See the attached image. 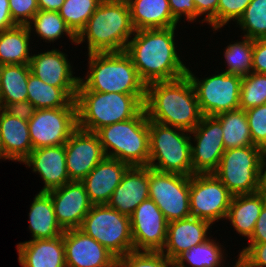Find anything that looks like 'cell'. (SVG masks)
Listing matches in <instances>:
<instances>
[{
	"mask_svg": "<svg viewBox=\"0 0 266 267\" xmlns=\"http://www.w3.org/2000/svg\"><path fill=\"white\" fill-rule=\"evenodd\" d=\"M101 1L102 0H65L59 10V14L71 31L78 36Z\"/></svg>",
	"mask_w": 266,
	"mask_h": 267,
	"instance_id": "cell-36",
	"label": "cell"
},
{
	"mask_svg": "<svg viewBox=\"0 0 266 267\" xmlns=\"http://www.w3.org/2000/svg\"><path fill=\"white\" fill-rule=\"evenodd\" d=\"M216 241L210 239L209 236L205 242L194 245L182 253L174 262L181 267H222L224 266V258L226 257L224 254L226 253H224L225 249L222 247L223 245Z\"/></svg>",
	"mask_w": 266,
	"mask_h": 267,
	"instance_id": "cell-33",
	"label": "cell"
},
{
	"mask_svg": "<svg viewBox=\"0 0 266 267\" xmlns=\"http://www.w3.org/2000/svg\"><path fill=\"white\" fill-rule=\"evenodd\" d=\"M134 251H161L168 221L151 199L142 201L130 216Z\"/></svg>",
	"mask_w": 266,
	"mask_h": 267,
	"instance_id": "cell-15",
	"label": "cell"
},
{
	"mask_svg": "<svg viewBox=\"0 0 266 267\" xmlns=\"http://www.w3.org/2000/svg\"><path fill=\"white\" fill-rule=\"evenodd\" d=\"M236 24L245 37L252 40L266 38V0H252Z\"/></svg>",
	"mask_w": 266,
	"mask_h": 267,
	"instance_id": "cell-37",
	"label": "cell"
},
{
	"mask_svg": "<svg viewBox=\"0 0 266 267\" xmlns=\"http://www.w3.org/2000/svg\"><path fill=\"white\" fill-rule=\"evenodd\" d=\"M261 148L241 146L224 151L215 176L235 195L254 194L260 187Z\"/></svg>",
	"mask_w": 266,
	"mask_h": 267,
	"instance_id": "cell-9",
	"label": "cell"
},
{
	"mask_svg": "<svg viewBox=\"0 0 266 267\" xmlns=\"http://www.w3.org/2000/svg\"><path fill=\"white\" fill-rule=\"evenodd\" d=\"M211 226L209 221L194 216L168 222L166 242L161 252L174 261L194 245L205 242Z\"/></svg>",
	"mask_w": 266,
	"mask_h": 267,
	"instance_id": "cell-22",
	"label": "cell"
},
{
	"mask_svg": "<svg viewBox=\"0 0 266 267\" xmlns=\"http://www.w3.org/2000/svg\"><path fill=\"white\" fill-rule=\"evenodd\" d=\"M266 104V74L251 72L242 77L240 109L247 110Z\"/></svg>",
	"mask_w": 266,
	"mask_h": 267,
	"instance_id": "cell-38",
	"label": "cell"
},
{
	"mask_svg": "<svg viewBox=\"0 0 266 267\" xmlns=\"http://www.w3.org/2000/svg\"><path fill=\"white\" fill-rule=\"evenodd\" d=\"M31 33L34 32L27 25H16L0 31V66L29 65L32 57V52L29 53Z\"/></svg>",
	"mask_w": 266,
	"mask_h": 267,
	"instance_id": "cell-30",
	"label": "cell"
},
{
	"mask_svg": "<svg viewBox=\"0 0 266 267\" xmlns=\"http://www.w3.org/2000/svg\"><path fill=\"white\" fill-rule=\"evenodd\" d=\"M149 199V167H129L107 205L130 217L137 206Z\"/></svg>",
	"mask_w": 266,
	"mask_h": 267,
	"instance_id": "cell-21",
	"label": "cell"
},
{
	"mask_svg": "<svg viewBox=\"0 0 266 267\" xmlns=\"http://www.w3.org/2000/svg\"><path fill=\"white\" fill-rule=\"evenodd\" d=\"M146 94L77 91L78 128L96 132L100 128L134 118L143 108Z\"/></svg>",
	"mask_w": 266,
	"mask_h": 267,
	"instance_id": "cell-5",
	"label": "cell"
},
{
	"mask_svg": "<svg viewBox=\"0 0 266 267\" xmlns=\"http://www.w3.org/2000/svg\"><path fill=\"white\" fill-rule=\"evenodd\" d=\"M233 267H246L245 263L242 261V259L238 256V260L235 261Z\"/></svg>",
	"mask_w": 266,
	"mask_h": 267,
	"instance_id": "cell-53",
	"label": "cell"
},
{
	"mask_svg": "<svg viewBox=\"0 0 266 267\" xmlns=\"http://www.w3.org/2000/svg\"><path fill=\"white\" fill-rule=\"evenodd\" d=\"M3 109L10 115L27 122L31 119L36 111V107L28 100L8 103Z\"/></svg>",
	"mask_w": 266,
	"mask_h": 267,
	"instance_id": "cell-47",
	"label": "cell"
},
{
	"mask_svg": "<svg viewBox=\"0 0 266 267\" xmlns=\"http://www.w3.org/2000/svg\"><path fill=\"white\" fill-rule=\"evenodd\" d=\"M260 185H266V146L261 148Z\"/></svg>",
	"mask_w": 266,
	"mask_h": 267,
	"instance_id": "cell-51",
	"label": "cell"
},
{
	"mask_svg": "<svg viewBox=\"0 0 266 267\" xmlns=\"http://www.w3.org/2000/svg\"><path fill=\"white\" fill-rule=\"evenodd\" d=\"M253 145L266 146V104L245 110Z\"/></svg>",
	"mask_w": 266,
	"mask_h": 267,
	"instance_id": "cell-40",
	"label": "cell"
},
{
	"mask_svg": "<svg viewBox=\"0 0 266 267\" xmlns=\"http://www.w3.org/2000/svg\"><path fill=\"white\" fill-rule=\"evenodd\" d=\"M186 75L192 82L203 116H217L240 108L241 76L222 71L199 80L189 67Z\"/></svg>",
	"mask_w": 266,
	"mask_h": 267,
	"instance_id": "cell-10",
	"label": "cell"
},
{
	"mask_svg": "<svg viewBox=\"0 0 266 267\" xmlns=\"http://www.w3.org/2000/svg\"><path fill=\"white\" fill-rule=\"evenodd\" d=\"M16 25L10 13L9 0H0V31L12 28Z\"/></svg>",
	"mask_w": 266,
	"mask_h": 267,
	"instance_id": "cell-49",
	"label": "cell"
},
{
	"mask_svg": "<svg viewBox=\"0 0 266 267\" xmlns=\"http://www.w3.org/2000/svg\"><path fill=\"white\" fill-rule=\"evenodd\" d=\"M106 157L133 166H148L149 119L145 108L134 118L104 126L95 132Z\"/></svg>",
	"mask_w": 266,
	"mask_h": 267,
	"instance_id": "cell-6",
	"label": "cell"
},
{
	"mask_svg": "<svg viewBox=\"0 0 266 267\" xmlns=\"http://www.w3.org/2000/svg\"><path fill=\"white\" fill-rule=\"evenodd\" d=\"M0 159L2 160H9L6 155H5V152H4V149H3V146H2V142H1V135H0Z\"/></svg>",
	"mask_w": 266,
	"mask_h": 267,
	"instance_id": "cell-52",
	"label": "cell"
},
{
	"mask_svg": "<svg viewBox=\"0 0 266 267\" xmlns=\"http://www.w3.org/2000/svg\"><path fill=\"white\" fill-rule=\"evenodd\" d=\"M222 131L221 123L215 116H203L190 131V135L193 134L191 141L194 139V144L191 143L193 174L213 173L218 168L225 151Z\"/></svg>",
	"mask_w": 266,
	"mask_h": 267,
	"instance_id": "cell-14",
	"label": "cell"
},
{
	"mask_svg": "<svg viewBox=\"0 0 266 267\" xmlns=\"http://www.w3.org/2000/svg\"><path fill=\"white\" fill-rule=\"evenodd\" d=\"M171 267H181V266H179L177 263H175V262L173 261Z\"/></svg>",
	"mask_w": 266,
	"mask_h": 267,
	"instance_id": "cell-55",
	"label": "cell"
},
{
	"mask_svg": "<svg viewBox=\"0 0 266 267\" xmlns=\"http://www.w3.org/2000/svg\"><path fill=\"white\" fill-rule=\"evenodd\" d=\"M29 230L32 239H51L61 236L64 230L57 222L50 195L47 192H38L30 206Z\"/></svg>",
	"mask_w": 266,
	"mask_h": 267,
	"instance_id": "cell-28",
	"label": "cell"
},
{
	"mask_svg": "<svg viewBox=\"0 0 266 267\" xmlns=\"http://www.w3.org/2000/svg\"><path fill=\"white\" fill-rule=\"evenodd\" d=\"M66 267H116L117 258L80 229L63 233Z\"/></svg>",
	"mask_w": 266,
	"mask_h": 267,
	"instance_id": "cell-18",
	"label": "cell"
},
{
	"mask_svg": "<svg viewBox=\"0 0 266 267\" xmlns=\"http://www.w3.org/2000/svg\"><path fill=\"white\" fill-rule=\"evenodd\" d=\"M47 193L51 197L54 213L61 228L64 231L79 229L93 205L89 201L83 182L69 181Z\"/></svg>",
	"mask_w": 266,
	"mask_h": 267,
	"instance_id": "cell-17",
	"label": "cell"
},
{
	"mask_svg": "<svg viewBox=\"0 0 266 267\" xmlns=\"http://www.w3.org/2000/svg\"><path fill=\"white\" fill-rule=\"evenodd\" d=\"M130 166L114 158L105 157L82 180L93 205L107 204L115 188Z\"/></svg>",
	"mask_w": 266,
	"mask_h": 267,
	"instance_id": "cell-23",
	"label": "cell"
},
{
	"mask_svg": "<svg viewBox=\"0 0 266 267\" xmlns=\"http://www.w3.org/2000/svg\"><path fill=\"white\" fill-rule=\"evenodd\" d=\"M70 181H82L106 155L95 132L77 128L65 143Z\"/></svg>",
	"mask_w": 266,
	"mask_h": 267,
	"instance_id": "cell-16",
	"label": "cell"
},
{
	"mask_svg": "<svg viewBox=\"0 0 266 267\" xmlns=\"http://www.w3.org/2000/svg\"><path fill=\"white\" fill-rule=\"evenodd\" d=\"M87 54L89 70L77 91L146 94L147 86L125 51Z\"/></svg>",
	"mask_w": 266,
	"mask_h": 267,
	"instance_id": "cell-4",
	"label": "cell"
},
{
	"mask_svg": "<svg viewBox=\"0 0 266 267\" xmlns=\"http://www.w3.org/2000/svg\"><path fill=\"white\" fill-rule=\"evenodd\" d=\"M242 38V41L227 45L223 55L228 65L224 72L244 77L252 72L254 40L245 36Z\"/></svg>",
	"mask_w": 266,
	"mask_h": 267,
	"instance_id": "cell-35",
	"label": "cell"
},
{
	"mask_svg": "<svg viewBox=\"0 0 266 267\" xmlns=\"http://www.w3.org/2000/svg\"><path fill=\"white\" fill-rule=\"evenodd\" d=\"M149 121L192 131L201 121L199 102L187 75L147 85L144 103Z\"/></svg>",
	"mask_w": 266,
	"mask_h": 267,
	"instance_id": "cell-2",
	"label": "cell"
},
{
	"mask_svg": "<svg viewBox=\"0 0 266 267\" xmlns=\"http://www.w3.org/2000/svg\"><path fill=\"white\" fill-rule=\"evenodd\" d=\"M223 129L225 150L253 145L248 119L243 109H236L215 116Z\"/></svg>",
	"mask_w": 266,
	"mask_h": 267,
	"instance_id": "cell-32",
	"label": "cell"
},
{
	"mask_svg": "<svg viewBox=\"0 0 266 267\" xmlns=\"http://www.w3.org/2000/svg\"><path fill=\"white\" fill-rule=\"evenodd\" d=\"M135 30L176 27L168 0H127Z\"/></svg>",
	"mask_w": 266,
	"mask_h": 267,
	"instance_id": "cell-27",
	"label": "cell"
},
{
	"mask_svg": "<svg viewBox=\"0 0 266 267\" xmlns=\"http://www.w3.org/2000/svg\"><path fill=\"white\" fill-rule=\"evenodd\" d=\"M171 14L178 21L181 22V17L185 16L188 22H196L197 9L193 0H168ZM180 20V21H179Z\"/></svg>",
	"mask_w": 266,
	"mask_h": 267,
	"instance_id": "cell-44",
	"label": "cell"
},
{
	"mask_svg": "<svg viewBox=\"0 0 266 267\" xmlns=\"http://www.w3.org/2000/svg\"><path fill=\"white\" fill-rule=\"evenodd\" d=\"M9 8L17 25H27L39 11L37 0H9Z\"/></svg>",
	"mask_w": 266,
	"mask_h": 267,
	"instance_id": "cell-42",
	"label": "cell"
},
{
	"mask_svg": "<svg viewBox=\"0 0 266 267\" xmlns=\"http://www.w3.org/2000/svg\"><path fill=\"white\" fill-rule=\"evenodd\" d=\"M190 132L149 121L148 167L161 172L193 175Z\"/></svg>",
	"mask_w": 266,
	"mask_h": 267,
	"instance_id": "cell-7",
	"label": "cell"
},
{
	"mask_svg": "<svg viewBox=\"0 0 266 267\" xmlns=\"http://www.w3.org/2000/svg\"><path fill=\"white\" fill-rule=\"evenodd\" d=\"M29 65H1L0 66V108L8 103L27 101V82Z\"/></svg>",
	"mask_w": 266,
	"mask_h": 267,
	"instance_id": "cell-31",
	"label": "cell"
},
{
	"mask_svg": "<svg viewBox=\"0 0 266 267\" xmlns=\"http://www.w3.org/2000/svg\"><path fill=\"white\" fill-rule=\"evenodd\" d=\"M0 135L6 157L23 162L33 150L28 122L0 108Z\"/></svg>",
	"mask_w": 266,
	"mask_h": 267,
	"instance_id": "cell-25",
	"label": "cell"
},
{
	"mask_svg": "<svg viewBox=\"0 0 266 267\" xmlns=\"http://www.w3.org/2000/svg\"><path fill=\"white\" fill-rule=\"evenodd\" d=\"M28 127L33 149L63 145L78 128L77 107L36 109Z\"/></svg>",
	"mask_w": 266,
	"mask_h": 267,
	"instance_id": "cell-13",
	"label": "cell"
},
{
	"mask_svg": "<svg viewBox=\"0 0 266 267\" xmlns=\"http://www.w3.org/2000/svg\"><path fill=\"white\" fill-rule=\"evenodd\" d=\"M176 28L135 30L128 42L125 52L146 86L186 75L188 67L183 64L175 46Z\"/></svg>",
	"mask_w": 266,
	"mask_h": 267,
	"instance_id": "cell-1",
	"label": "cell"
},
{
	"mask_svg": "<svg viewBox=\"0 0 266 267\" xmlns=\"http://www.w3.org/2000/svg\"><path fill=\"white\" fill-rule=\"evenodd\" d=\"M252 72L266 74V38L254 40Z\"/></svg>",
	"mask_w": 266,
	"mask_h": 267,
	"instance_id": "cell-46",
	"label": "cell"
},
{
	"mask_svg": "<svg viewBox=\"0 0 266 267\" xmlns=\"http://www.w3.org/2000/svg\"><path fill=\"white\" fill-rule=\"evenodd\" d=\"M109 250L117 259L134 251L130 217L107 204L92 205L79 228Z\"/></svg>",
	"mask_w": 266,
	"mask_h": 267,
	"instance_id": "cell-8",
	"label": "cell"
},
{
	"mask_svg": "<svg viewBox=\"0 0 266 267\" xmlns=\"http://www.w3.org/2000/svg\"><path fill=\"white\" fill-rule=\"evenodd\" d=\"M249 243H266V203L264 204Z\"/></svg>",
	"mask_w": 266,
	"mask_h": 267,
	"instance_id": "cell-48",
	"label": "cell"
},
{
	"mask_svg": "<svg viewBox=\"0 0 266 267\" xmlns=\"http://www.w3.org/2000/svg\"><path fill=\"white\" fill-rule=\"evenodd\" d=\"M260 187H261V190L264 191L266 194V185H260Z\"/></svg>",
	"mask_w": 266,
	"mask_h": 267,
	"instance_id": "cell-54",
	"label": "cell"
},
{
	"mask_svg": "<svg viewBox=\"0 0 266 267\" xmlns=\"http://www.w3.org/2000/svg\"><path fill=\"white\" fill-rule=\"evenodd\" d=\"M27 89V100L36 109L77 107L75 99L78 89H61L46 84L31 72L28 77Z\"/></svg>",
	"mask_w": 266,
	"mask_h": 267,
	"instance_id": "cell-29",
	"label": "cell"
},
{
	"mask_svg": "<svg viewBox=\"0 0 266 267\" xmlns=\"http://www.w3.org/2000/svg\"><path fill=\"white\" fill-rule=\"evenodd\" d=\"M172 262L161 251H131L117 259V267H171Z\"/></svg>",
	"mask_w": 266,
	"mask_h": 267,
	"instance_id": "cell-39",
	"label": "cell"
},
{
	"mask_svg": "<svg viewBox=\"0 0 266 267\" xmlns=\"http://www.w3.org/2000/svg\"><path fill=\"white\" fill-rule=\"evenodd\" d=\"M17 251L22 267H66L63 235L20 242Z\"/></svg>",
	"mask_w": 266,
	"mask_h": 267,
	"instance_id": "cell-24",
	"label": "cell"
},
{
	"mask_svg": "<svg viewBox=\"0 0 266 267\" xmlns=\"http://www.w3.org/2000/svg\"><path fill=\"white\" fill-rule=\"evenodd\" d=\"M197 9V19L199 16L205 15L203 22L211 25L213 31L217 29V6L219 0H193Z\"/></svg>",
	"mask_w": 266,
	"mask_h": 267,
	"instance_id": "cell-45",
	"label": "cell"
},
{
	"mask_svg": "<svg viewBox=\"0 0 266 267\" xmlns=\"http://www.w3.org/2000/svg\"><path fill=\"white\" fill-rule=\"evenodd\" d=\"M65 0H37L39 10L59 12Z\"/></svg>",
	"mask_w": 266,
	"mask_h": 267,
	"instance_id": "cell-50",
	"label": "cell"
},
{
	"mask_svg": "<svg viewBox=\"0 0 266 267\" xmlns=\"http://www.w3.org/2000/svg\"><path fill=\"white\" fill-rule=\"evenodd\" d=\"M238 256L246 267H266V243H248Z\"/></svg>",
	"mask_w": 266,
	"mask_h": 267,
	"instance_id": "cell-43",
	"label": "cell"
},
{
	"mask_svg": "<svg viewBox=\"0 0 266 267\" xmlns=\"http://www.w3.org/2000/svg\"><path fill=\"white\" fill-rule=\"evenodd\" d=\"M266 203V194L259 191L254 194L232 197L226 220L242 237L251 238L260 212Z\"/></svg>",
	"mask_w": 266,
	"mask_h": 267,
	"instance_id": "cell-26",
	"label": "cell"
},
{
	"mask_svg": "<svg viewBox=\"0 0 266 267\" xmlns=\"http://www.w3.org/2000/svg\"><path fill=\"white\" fill-rule=\"evenodd\" d=\"M71 62L67 54L57 49L32 54L30 70L33 75L46 84L61 89H78L80 77L73 76Z\"/></svg>",
	"mask_w": 266,
	"mask_h": 267,
	"instance_id": "cell-20",
	"label": "cell"
},
{
	"mask_svg": "<svg viewBox=\"0 0 266 267\" xmlns=\"http://www.w3.org/2000/svg\"><path fill=\"white\" fill-rule=\"evenodd\" d=\"M233 195L214 173L190 176L191 216L209 221L226 220Z\"/></svg>",
	"mask_w": 266,
	"mask_h": 267,
	"instance_id": "cell-12",
	"label": "cell"
},
{
	"mask_svg": "<svg viewBox=\"0 0 266 267\" xmlns=\"http://www.w3.org/2000/svg\"><path fill=\"white\" fill-rule=\"evenodd\" d=\"M252 0H219L217 6V31L228 22H237Z\"/></svg>",
	"mask_w": 266,
	"mask_h": 267,
	"instance_id": "cell-41",
	"label": "cell"
},
{
	"mask_svg": "<svg viewBox=\"0 0 266 267\" xmlns=\"http://www.w3.org/2000/svg\"><path fill=\"white\" fill-rule=\"evenodd\" d=\"M134 33L127 0H102L77 36L76 44L87 41L88 53L121 52Z\"/></svg>",
	"mask_w": 266,
	"mask_h": 267,
	"instance_id": "cell-3",
	"label": "cell"
},
{
	"mask_svg": "<svg viewBox=\"0 0 266 267\" xmlns=\"http://www.w3.org/2000/svg\"><path fill=\"white\" fill-rule=\"evenodd\" d=\"M27 26L30 31L35 30L36 35L45 42H54L65 34L71 43L76 44L77 42V36L71 31L59 12L39 10Z\"/></svg>",
	"mask_w": 266,
	"mask_h": 267,
	"instance_id": "cell-34",
	"label": "cell"
},
{
	"mask_svg": "<svg viewBox=\"0 0 266 267\" xmlns=\"http://www.w3.org/2000/svg\"><path fill=\"white\" fill-rule=\"evenodd\" d=\"M190 176L157 171L149 167V199L168 222L191 216Z\"/></svg>",
	"mask_w": 266,
	"mask_h": 267,
	"instance_id": "cell-11",
	"label": "cell"
},
{
	"mask_svg": "<svg viewBox=\"0 0 266 267\" xmlns=\"http://www.w3.org/2000/svg\"><path fill=\"white\" fill-rule=\"evenodd\" d=\"M38 173L44 186L40 192L61 187L70 181L67 166L65 144L59 146L36 148L22 162Z\"/></svg>",
	"mask_w": 266,
	"mask_h": 267,
	"instance_id": "cell-19",
	"label": "cell"
}]
</instances>
